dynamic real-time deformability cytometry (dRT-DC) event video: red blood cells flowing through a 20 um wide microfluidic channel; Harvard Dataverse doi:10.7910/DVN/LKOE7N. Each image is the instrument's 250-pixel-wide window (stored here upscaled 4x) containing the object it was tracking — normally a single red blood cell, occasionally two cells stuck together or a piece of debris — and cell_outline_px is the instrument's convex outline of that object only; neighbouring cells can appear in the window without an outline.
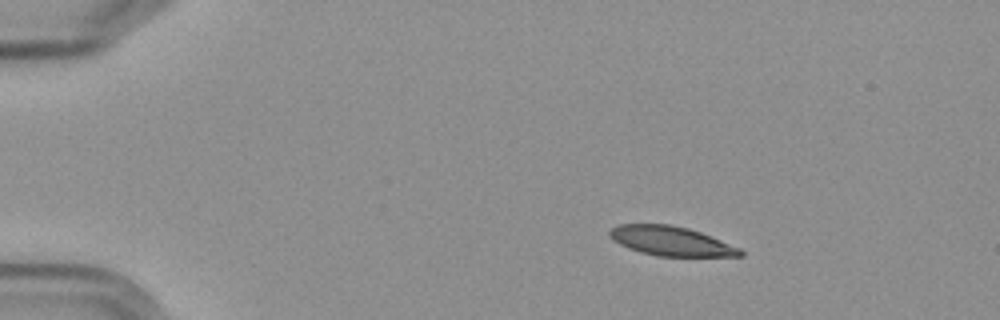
{"species": "Egyptian fruit bat (a non-hibernating species)", "species_latin": "Rousettus aegyptiacus", "temperature_condition": "cold", "stored_images_in_passage": 6, "camera_frame_rate_fps": 3000, "um_per_image_px": 0.085, "frame": {"image": 1, "passage_image": 2, "time_ms": 1.333, "image_size_px": [1000, 320], "cell_outline_px": [[744, 256], [656, 256], [640, 252], [628, 248], [612, 240], [608, 236], [608, 232], [612, 228], [620, 224], [668, 224], [688, 228], [700, 232], [740, 248], [744, 252]], "centroid_in_image_um": [57.01, 20.49], "position_along_channel_um": 28.0, "area_um2": 22.31}}
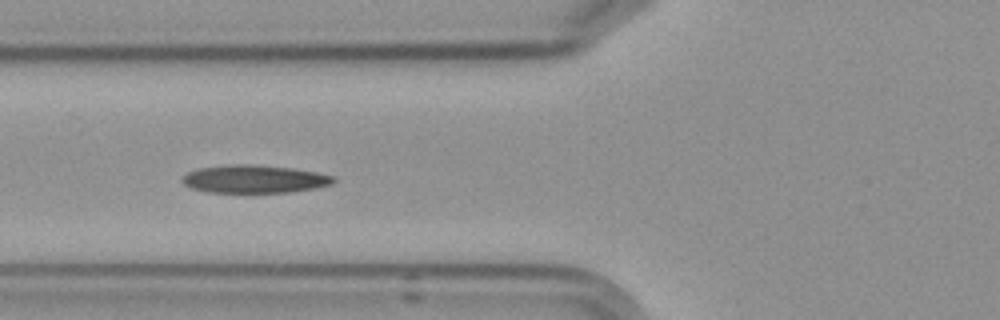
{"frame": {"image": 2, "passage_image": 5, "time_ms": 5.667, "image_size_px": [1000, 320], "cell_outline_px": [[336, 180], [332, 184], [316, 188], [292, 192], [208, 192], [192, 188], [184, 184], [180, 180], [188, 172], [196, 168], [232, 164], [252, 164], [292, 168], [316, 172], [332, 176]], "centroid_in_image_um": [21.61, 15.21], "position_along_channel_um": 104.2, "area_um2": 24.62}}
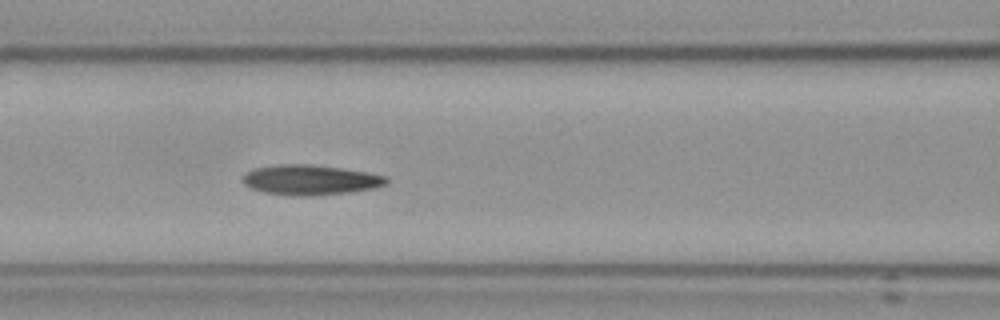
{"frame": {"image": 3, "passage_image": 6, "time_ms": 6.667, "image_size_px": [1000, 320], "cell_outline_px": [[388, 184], [376, 188], [348, 192], [304, 196], [292, 196], [264, 192], [252, 188], [244, 184], [240, 180], [248, 172], [256, 168], [280, 164], [312, 164], [368, 172], [384, 176], [388, 180]], "centroid_in_image_um": [26.39, 15.29], "position_along_channel_um": 140.2, "area_um2": 25.03}}